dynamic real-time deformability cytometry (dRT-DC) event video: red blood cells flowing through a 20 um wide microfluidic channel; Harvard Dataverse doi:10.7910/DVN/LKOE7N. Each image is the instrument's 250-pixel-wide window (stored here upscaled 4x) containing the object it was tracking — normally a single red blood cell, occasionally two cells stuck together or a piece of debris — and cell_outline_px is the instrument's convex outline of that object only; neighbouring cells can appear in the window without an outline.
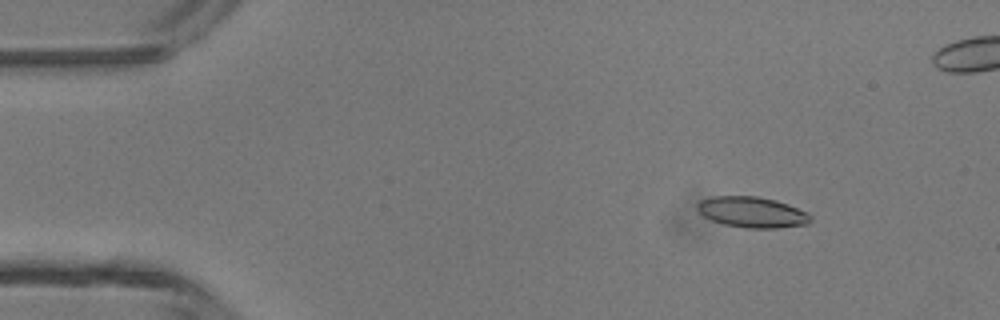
{"species": "common noctule bat (a hibernating species)", "species_latin": "Nyctalus noctula", "temperature_condition": "room temperature", "stored_images_in_passage": 4, "camera_frame_rate_fps": 3000, "um_per_image_px": 0.085, "animal": {"sex": "male", "body_mass_g": 13.3}, "frame": {"image": 1, "passage_image": 1, "time_ms": 0.0, "image_size_px": [1000, 320], "cell_outline_px": [[812, 220], [808, 224], [776, 228], [744, 228], [724, 224], [712, 220], [704, 216], [696, 208], [696, 204], [700, 200], [712, 196], [756, 196], [776, 200], [788, 204], [808, 212], [812, 216]], "centroid_in_image_um": [63.94, 18.03], "position_along_channel_um": 21.1, "area_um2": 20.46}}